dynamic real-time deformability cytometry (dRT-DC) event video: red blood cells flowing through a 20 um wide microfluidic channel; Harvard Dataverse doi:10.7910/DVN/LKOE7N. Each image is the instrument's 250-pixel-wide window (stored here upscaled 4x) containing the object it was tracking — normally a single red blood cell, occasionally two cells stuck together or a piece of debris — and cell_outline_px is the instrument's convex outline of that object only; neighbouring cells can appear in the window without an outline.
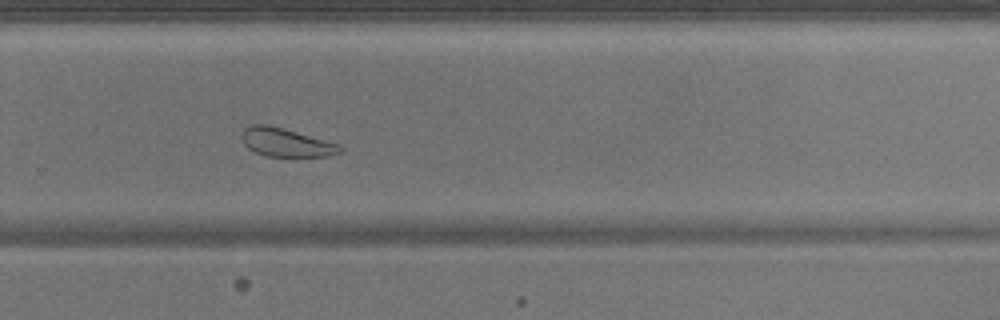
{"species": "common noctule bat (a hibernating species)", "species_latin": "Nyctalus noctula", "temperature_condition": "warm", "stored_images_in_passage": 43, "camera_frame_rate_fps": 3000, "um_per_image_px": 0.085, "animal": {"sex": "male", "body_mass_g": 17.9}, "frame": {"image": 1, "passage_image": 25, "time_ms": 8.0, "image_size_px": [1000, 320], "cell_outline_px": [[344, 152], [328, 156], [264, 156], [248, 148], [244, 144], [240, 136], [244, 128], [252, 124], [268, 124], [340, 144], [344, 148]], "centroid_in_image_um": [24.32, 12.11], "position_along_channel_um": 305.5, "area_um2": 16.42}}
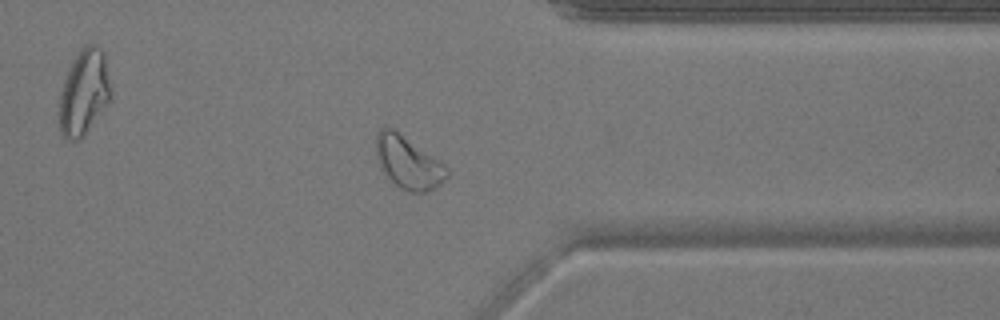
{"frame": {"image": 2, "passage_image": 31, "time_ms": 10.0, "image_size_px": [1000, 320], "cell_outline_px": [[448, 176], [440, 184], [428, 192], [408, 192], [400, 188], [384, 172], [376, 156], [376, 132], [380, 128], [392, 128], [444, 164], [448, 168]], "centroid_in_image_um": [34.69, 13.83], "position_along_channel_um": 376.7, "area_um2": 21.21}, "authors_computed_cell_mechanics": {"area_um2": 20.6346, "velocity_mm_per_s": 3.8473, "shape_relaxation_time_tau1_ms": null, "shape_relaxation_time_tau2_ms": 3.1864, "deformation_change_tau1": null, "deformation_change_tau2": 0.1106}}